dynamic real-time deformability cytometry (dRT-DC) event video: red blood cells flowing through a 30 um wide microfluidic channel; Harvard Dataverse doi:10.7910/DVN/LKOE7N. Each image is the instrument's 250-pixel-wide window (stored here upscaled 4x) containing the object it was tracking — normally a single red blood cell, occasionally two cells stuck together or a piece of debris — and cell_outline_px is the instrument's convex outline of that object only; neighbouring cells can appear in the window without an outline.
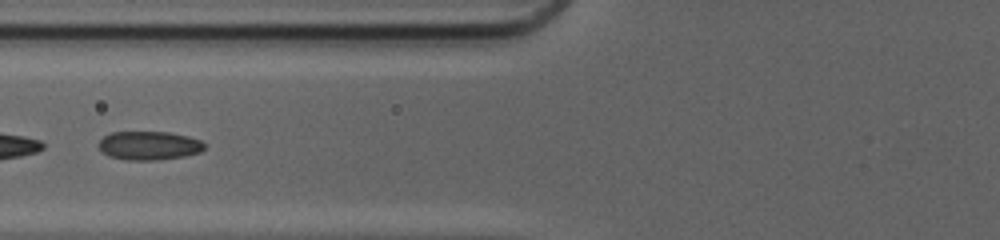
{"species": "common noctule bat (a hibernating species)", "species_latin": "Nyctalus noctula", "temperature_condition": "cold", "stored_images_in_passage": 33, "segment_of_instrument_passage": [2, 2], "camera_frame_rate_fps": 3000, "um_per_image_px": 0.085, "animal": {"sex": "female", "body_mass_g": 20.0, "forearm_length_mm": 54.0}, "frame": {"image": 1, "passage_image": 24, "time_ms": 7.667, "image_size_px": [1000, 240], "cell_outline_px": [[204, 148], [200, 152], [184, 156], [160, 160], [128, 160], [108, 156], [100, 152], [96, 144], [104, 136], [112, 132], [168, 132], [188, 136], [200, 140], [204, 144]], "centroid_in_image_um": [12.62, 12.38], "position_along_channel_um": 113.2, "area_um2": 17.86}}